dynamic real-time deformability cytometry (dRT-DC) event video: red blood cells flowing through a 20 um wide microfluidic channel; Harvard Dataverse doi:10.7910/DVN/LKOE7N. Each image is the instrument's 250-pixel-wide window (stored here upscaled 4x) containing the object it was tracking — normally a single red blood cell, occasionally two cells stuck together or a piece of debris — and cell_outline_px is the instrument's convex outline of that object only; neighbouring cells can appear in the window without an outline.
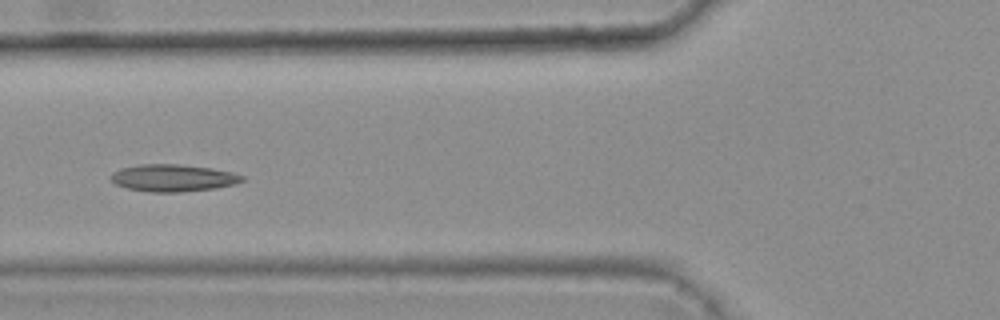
{"species": "common noctule bat (a hibernating species)", "species_latin": "Nyctalus noctula", "temperature_condition": "warm", "stored_images_in_passage": 4, "camera_frame_rate_fps": 3000, "um_per_image_px": 0.085, "animal": {"sex": "female", "body_mass_g": 25.1}, "frame": {"image": 1, "passage_image": 4, "time_ms": 1.0, "image_size_px": [1000, 320], "cell_outline_px": [[244, 180], [236, 184], [216, 188], [180, 192], [148, 192], [128, 188], [116, 184], [108, 180], [108, 176], [112, 172], [120, 168], [140, 164], [176, 164], [212, 168], [232, 172], [244, 176]], "centroid_in_image_um": [14.67, 15.12], "position_along_channel_um": 111.1, "area_um2": 20.98}}